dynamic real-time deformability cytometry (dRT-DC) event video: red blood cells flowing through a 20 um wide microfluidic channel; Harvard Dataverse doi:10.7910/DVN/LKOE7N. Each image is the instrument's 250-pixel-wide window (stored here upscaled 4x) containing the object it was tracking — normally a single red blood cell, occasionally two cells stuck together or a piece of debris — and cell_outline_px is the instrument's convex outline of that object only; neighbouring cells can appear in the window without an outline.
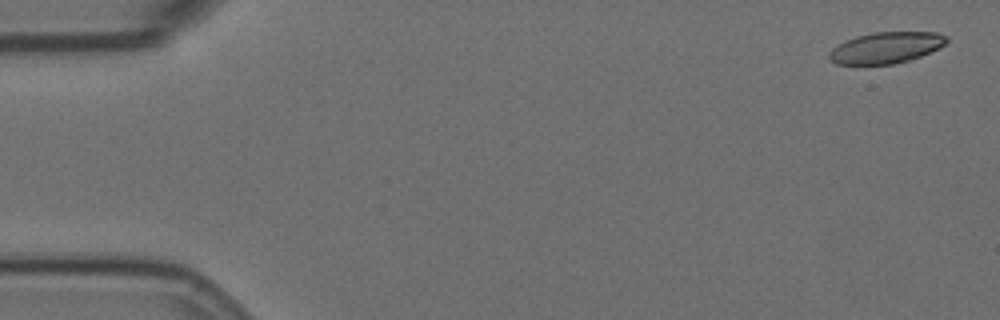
{"species": "Egyptian fruit bat (a non-hibernating species)", "species_latin": "Rousettus aegyptiacus", "temperature_condition": "room temperature", "stored_images_in_passage": 51, "camera_frame_rate_fps": 3000, "um_per_image_px": 0.085, "animal": {"sex": "female"}, "frame": {"image": 1, "passage_image": 1, "time_ms": 0.0, "image_size_px": [1000, 320], "cell_outline_px": [[948, 40], [940, 48], [920, 56], [908, 60], [892, 64], [836, 64], [828, 56], [828, 52], [832, 48], [856, 36], [872, 32], [936, 32], [948, 36]], "centroid_in_image_um": [75.33, 4.04], "position_along_channel_um": 9.7, "area_um2": 21.21}}
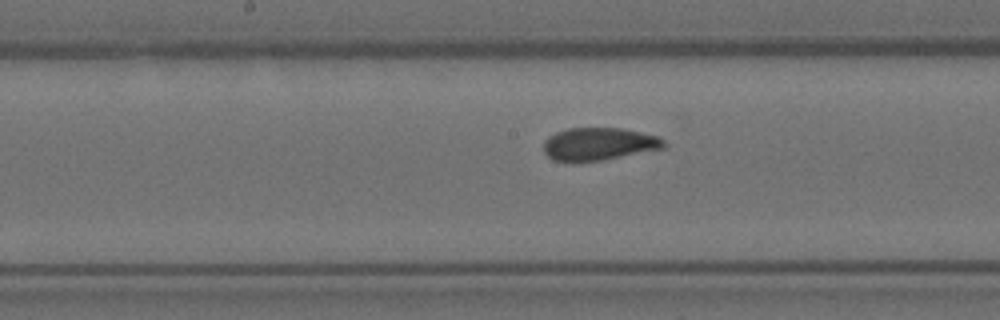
{"frame": {"image": 2, "passage_image": 28, "time_ms": 9.0, "image_size_px": [1000, 320], "cell_outline_px": [[668, 144], [664, 148], [604, 160], [552, 160], [544, 152], [544, 140], [548, 136], [556, 132], [568, 128], [620, 128], [660, 136]], "centroid_in_image_um": [50.94, 12.22], "position_along_channel_um": 197.3, "area_um2": 22.77}}
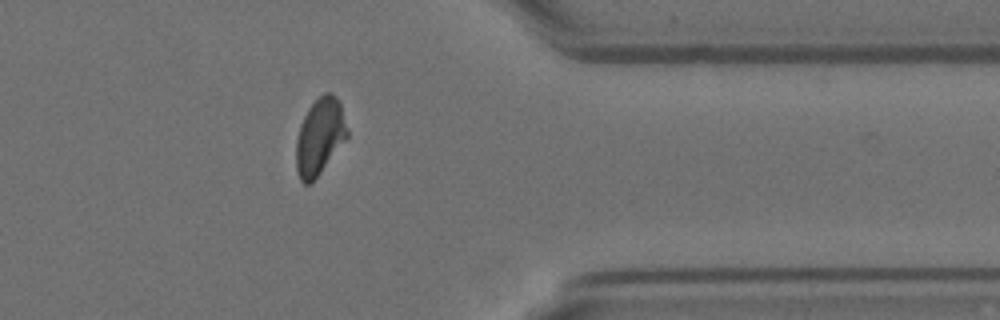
{"frame": {"image": 3, "passage_image": 45, "time_ms": 14.667, "image_size_px": [1000, 320], "cell_outline_px": [[348, 136], [312, 184], [304, 184], [300, 180], [296, 168], [296, 140], [300, 124], [308, 108], [324, 92], [328, 92], [336, 96], [340, 104], [348, 132]], "centroid_in_image_um": [27.16, 11.64], "position_along_channel_um": 384.2, "area_um2": 22.66}, "authors_computed_cell_mechanics": {"area_um2": 23.2934, "velocity_mm_per_s": 3.5553, "shape_relaxation_time_tau1_ms": null, "shape_relaxation_time_tau2_ms": 0.8541, "deformation_change_tau1": null, "deformation_change_tau2": 0.0689}}